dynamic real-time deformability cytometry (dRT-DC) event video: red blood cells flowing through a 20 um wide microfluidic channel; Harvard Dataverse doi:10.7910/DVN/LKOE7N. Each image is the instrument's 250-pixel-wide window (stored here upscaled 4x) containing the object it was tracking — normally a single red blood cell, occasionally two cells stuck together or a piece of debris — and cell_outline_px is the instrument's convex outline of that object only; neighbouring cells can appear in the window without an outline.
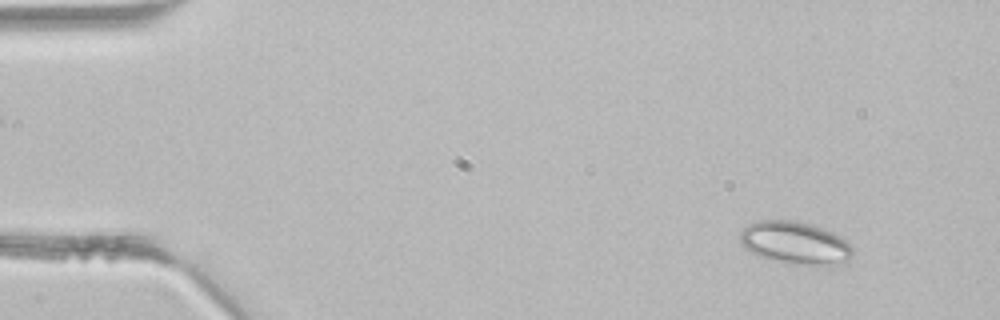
{"species": "common noctule bat (a hibernating species)", "species_latin": "Nyctalus noctula", "temperature_condition": "room temperature", "stored_images_in_passage": 4, "camera_frame_rate_fps": 3000, "um_per_image_px": 0.085, "animal": {"sex": "male", "body_mass_g": 21.5, "forearm_length_mm": 52.0}, "frame": {"image": 1, "passage_image": 1, "time_ms": 0.0, "image_size_px": [1000, 320], "cell_outline_px": [[852, 252], [848, 260], [844, 264], [836, 268], [780, 260], [756, 256], [744, 248], [740, 244], [740, 228], [748, 224], [760, 220], [796, 220], [812, 224], [832, 232], [840, 236], [852, 248]], "centroid_in_image_um": [67.58, 20.64], "position_along_channel_um": 17.4, "area_um2": 28.21}}